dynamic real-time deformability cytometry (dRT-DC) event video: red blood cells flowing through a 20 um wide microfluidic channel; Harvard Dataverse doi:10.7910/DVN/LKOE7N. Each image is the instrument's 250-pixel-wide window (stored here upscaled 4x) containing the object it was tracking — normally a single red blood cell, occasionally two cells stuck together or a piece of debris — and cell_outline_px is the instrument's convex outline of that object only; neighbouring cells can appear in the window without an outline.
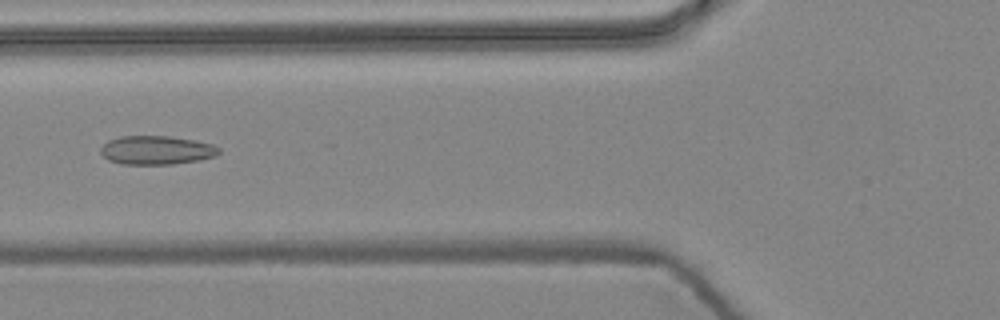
{"species": "common noctule bat (a hibernating species)", "species_latin": "Nyctalus noctula", "temperature_condition": "warm", "stored_images_in_passage": 3, "camera_frame_rate_fps": 3000, "um_per_image_px": 0.085, "animal": {"sex": "female", "body_mass_g": 24.6, "forearm_length_mm": 56.2}, "frame": {"image": 1, "passage_image": 3, "time_ms": 0.667, "image_size_px": [1000, 320], "cell_outline_px": [[220, 152], [216, 156], [200, 160], [172, 164], [124, 164], [108, 160], [100, 152], [100, 148], [108, 140], [120, 136], [168, 136], [196, 140], [212, 144], [220, 148]], "centroid_in_image_um": [13.32, 12.76], "position_along_channel_um": 112.5, "area_um2": 19.88}}